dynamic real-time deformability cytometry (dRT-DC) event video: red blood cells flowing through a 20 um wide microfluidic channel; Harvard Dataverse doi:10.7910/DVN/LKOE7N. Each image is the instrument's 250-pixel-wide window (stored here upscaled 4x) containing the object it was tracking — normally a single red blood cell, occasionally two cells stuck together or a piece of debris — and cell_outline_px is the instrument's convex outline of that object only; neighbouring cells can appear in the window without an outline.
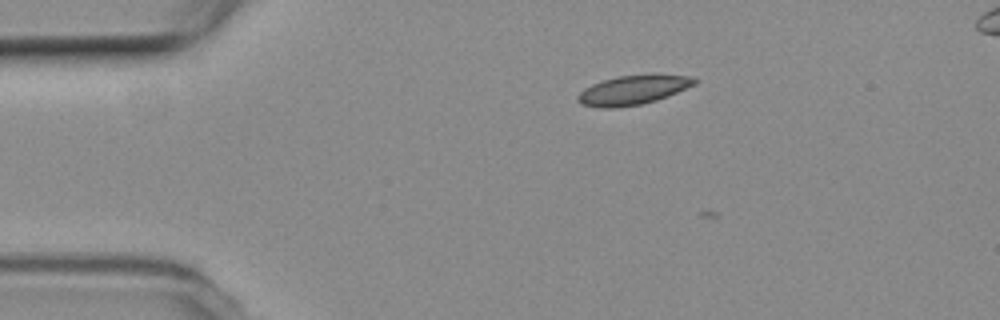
{"species": "common noctule bat (a hibernating species)", "species_latin": "Nyctalus noctula", "temperature_condition": "room temperature", "stored_images_in_passage": 8, "camera_frame_rate_fps": 3000, "um_per_image_px": 0.085, "animal": {"sex": "female", "body_mass_g": 19.3, "forearm_length_mm": 54.1}, "frame": {"image": 1, "passage_image": 3, "time_ms": 0.667, "image_size_px": [1000, 320], "cell_outline_px": [[700, 80], [696, 84], [668, 96], [656, 100], [640, 104], [616, 108], [600, 108], [580, 104], [576, 100], [576, 96], [584, 88], [592, 84], [616, 76], [692, 76]], "centroid_in_image_um": [53.75, 7.68], "position_along_channel_um": 31.2, "area_um2": 19.59}}